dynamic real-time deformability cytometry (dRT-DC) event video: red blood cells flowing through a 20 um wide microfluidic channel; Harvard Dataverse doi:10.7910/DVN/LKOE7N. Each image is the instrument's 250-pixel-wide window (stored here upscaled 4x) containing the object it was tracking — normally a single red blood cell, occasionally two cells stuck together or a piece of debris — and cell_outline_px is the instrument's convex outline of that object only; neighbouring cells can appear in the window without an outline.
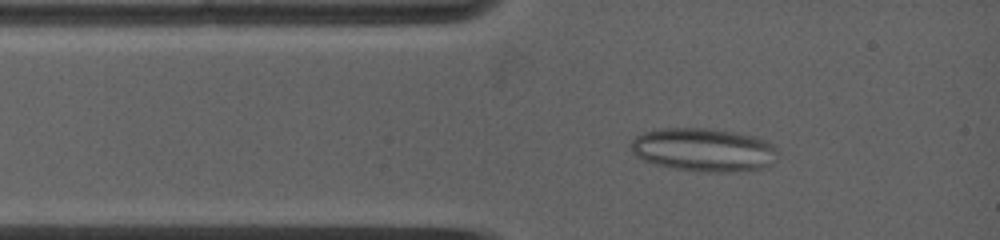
{"species": "common noctule bat (a hibernating species)", "species_latin": "Nyctalus noctula", "temperature_condition": "warm", "stored_images_in_passage": 3, "camera_frame_rate_fps": 5000, "um_per_image_px": 0.085, "animal": {"sex": "female", "body_mass_g": 19.0, "forearm_length_mm": 53.3}, "frame": {"image": 1, "passage_image": 2, "time_ms": 1.0, "image_size_px": [1000, 240], "cell_outline_px": [[776, 148], [772, 164], [760, 168], [736, 172], [700, 172], [672, 168], [656, 164], [644, 160], [636, 156], [628, 148], [628, 144], [636, 136], [644, 132], [660, 128], [716, 128], [736, 132], [768, 140], [776, 144]], "centroid_in_image_um": [59.78, 12.72], "position_along_channel_um": 25.2, "area_um2": 37.57}}